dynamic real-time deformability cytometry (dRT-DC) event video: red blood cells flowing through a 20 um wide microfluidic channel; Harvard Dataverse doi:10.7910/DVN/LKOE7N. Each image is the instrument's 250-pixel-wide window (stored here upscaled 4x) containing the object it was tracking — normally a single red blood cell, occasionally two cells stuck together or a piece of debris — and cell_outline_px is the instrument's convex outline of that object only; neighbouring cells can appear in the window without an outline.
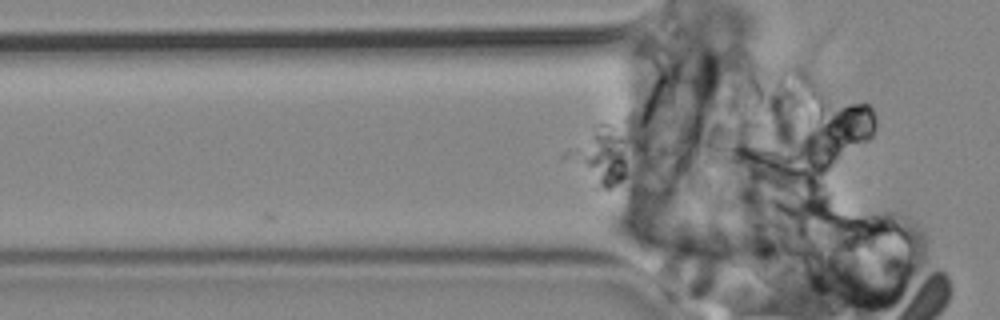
{"species": "common noctule bat (a hibernating species)", "species_latin": "Nyctalus noctula", "temperature_condition": "cold", "stored_images_in_passage": 6, "camera_frame_rate_fps": 3000, "um_per_image_px": 0.085, "animal": {"sex": "male", "body_mass_g": 19.2, "forearm_length_mm": 51.8}, "frame": {"image": 1, "passage_image": 2, "time_ms": 0.333, "image_size_px": [1000, 320], "cell_outline_px": [[720, 268], [716, 272], [712, 272], [656, 264], [632, 252], [616, 240], [608, 232], [608, 216], [624, 212], [628, 212], [696, 240], [708, 248], [716, 256], [720, 264]], "centroid_in_image_um": [56.17, 20.71], "position_along_channel_um": 69.6, "area_um2": 25.78}}